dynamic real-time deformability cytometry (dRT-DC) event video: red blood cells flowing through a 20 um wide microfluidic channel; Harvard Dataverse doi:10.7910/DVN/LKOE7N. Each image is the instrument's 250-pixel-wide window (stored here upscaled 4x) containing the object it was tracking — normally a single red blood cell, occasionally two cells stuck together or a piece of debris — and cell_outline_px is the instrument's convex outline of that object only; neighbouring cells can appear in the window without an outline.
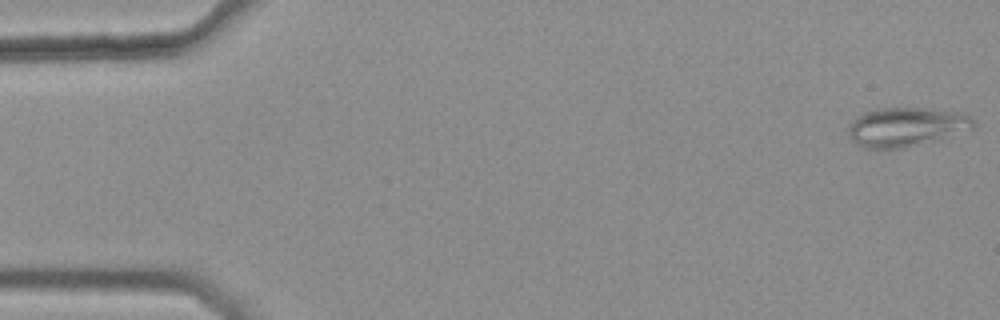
{"species": "common noctule bat (a hibernating species)", "species_latin": "Nyctalus noctula", "temperature_condition": "warm", "stored_images_in_passage": 47, "camera_frame_rate_fps": 3000, "um_per_image_px": 0.085, "animal": {"sex": "female", "body_mass_g": 25.1}, "frame": {"image": 1, "passage_image": 1, "time_ms": 0.0, "image_size_px": [1000, 320], "cell_outline_px": [[976, 124], [972, 128], [936, 140], [904, 148], [864, 148], [856, 144], [848, 136], [848, 124], [856, 116], [864, 112], [876, 108], [932, 108], [960, 112], [972, 116]], "centroid_in_image_um": [76.99, 10.77], "position_along_channel_um": 8.0, "area_um2": 28.73}}
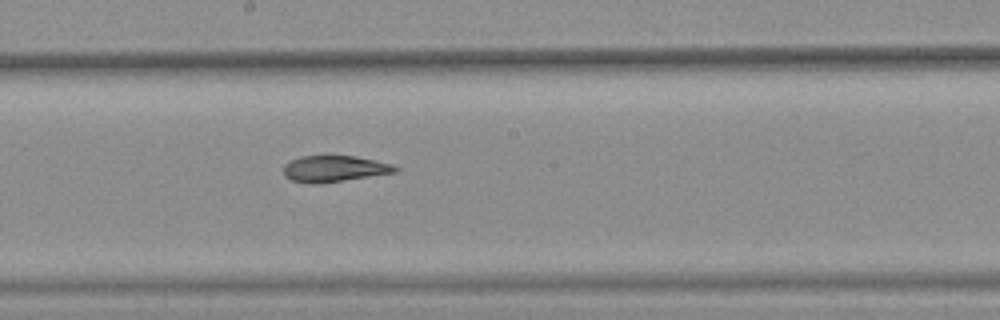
{"frame": {"image": 2, "passage_image": 29, "time_ms": 9.333, "image_size_px": [1000, 320], "cell_outline_px": [[400, 168], [396, 172], [320, 184], [312, 184], [292, 180], [284, 176], [284, 164], [288, 160], [300, 156], [356, 156], [376, 160], [392, 164]], "centroid_in_image_um": [28.4, 14.34], "position_along_channel_um": 219.8, "area_um2": 17.22}}
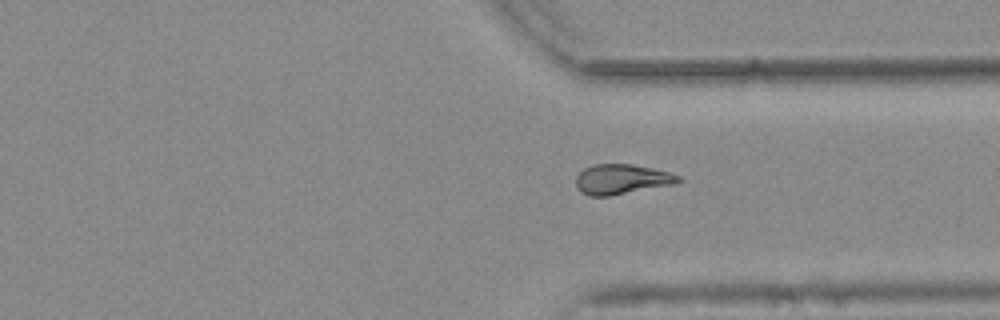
{"frame": {"image": 3, "passage_image": 40, "time_ms": 13.0, "image_size_px": [1000, 320], "cell_outline_px": [[684, 180], [676, 184], [612, 196], [588, 196], [580, 192], [576, 188], [576, 176], [584, 168], [592, 164], [632, 164], [652, 168], [668, 172], [680, 176]], "centroid_in_image_um": [52.84, 15.25], "position_along_channel_um": 358.6, "area_um2": 18.26}, "authors_computed_cell_mechanics": {"area_um2": 18.207, "velocity_mm_per_s": 3.7698, "shape_relaxation_time_tau1_ms": null, "shape_relaxation_time_tau2_ms": 2.3779, "deformation_change_tau1": null, "deformation_change_tau2": 0.0776}}